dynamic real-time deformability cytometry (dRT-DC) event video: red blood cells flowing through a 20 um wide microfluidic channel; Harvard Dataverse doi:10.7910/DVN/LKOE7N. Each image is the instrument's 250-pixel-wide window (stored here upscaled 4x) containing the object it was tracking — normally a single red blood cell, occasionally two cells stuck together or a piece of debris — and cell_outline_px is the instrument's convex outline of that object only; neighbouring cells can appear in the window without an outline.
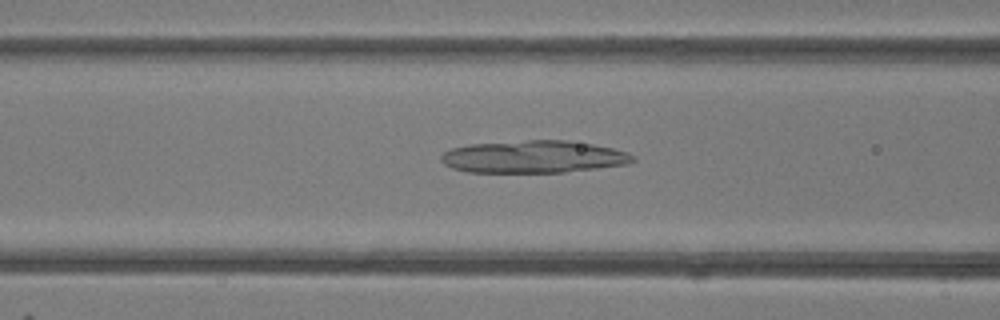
{"species": "common noctule bat (a hibernating species)", "species_latin": "Nyctalus noctula", "temperature_condition": "room temperature", "stored_images_in_passage": 42, "camera_frame_rate_fps": 3000, "um_per_image_px": 0.085, "animal": {"sex": "female"}, "frame": {"image": 1, "passage_image": 18, "time_ms": 5.667, "image_size_px": [1000, 320], "cell_outline_px": [[636, 160], [628, 164], [564, 172], [468, 172], [452, 168], [444, 164], [440, 160], [440, 156], [444, 152], [452, 148], [468, 144], [528, 140], [568, 140], [592, 144], [612, 148], [628, 152], [636, 156]], "centroid_in_image_um": [45.36, 13.32], "position_along_channel_um": 121.2, "area_um2": 36.3}}
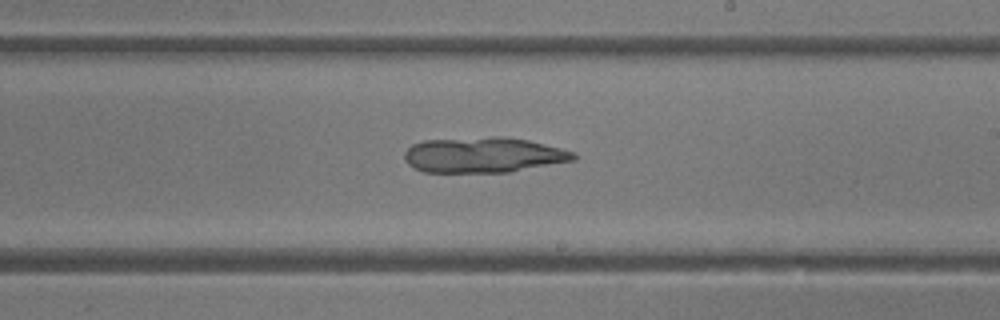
{"frame": {"image": 2, "passage_image": 27, "time_ms": 8.667, "image_size_px": [1000, 320], "cell_outline_px": [[576, 160], [508, 172], [424, 172], [408, 164], [404, 160], [404, 152], [412, 144], [424, 140], [492, 136], [504, 136], [528, 140], [576, 152]], "centroid_in_image_um": [41.09, 13.16], "position_along_channel_um": 247.9, "area_um2": 35.03}}
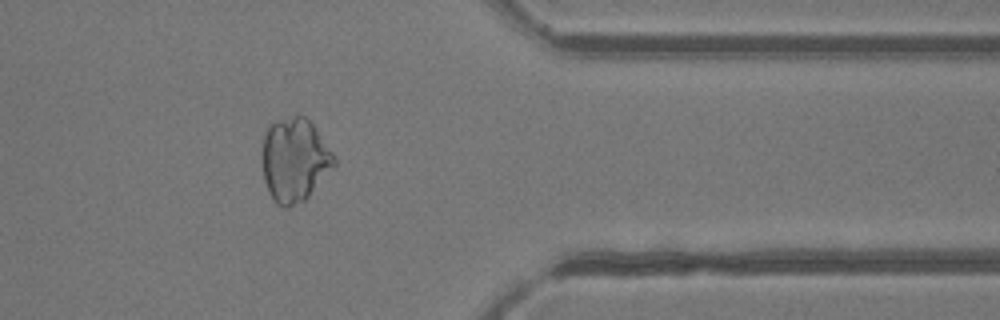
{"frame": {"image": 3, "passage_image": 38, "time_ms": 12.333, "image_size_px": [1000, 320], "cell_outline_px": [[336, 164], [308, 196], [304, 200], [288, 208], [284, 208], [276, 204], [268, 192], [264, 180], [260, 156], [260, 152], [264, 132], [268, 124], [276, 120], [292, 116], [304, 116], [312, 124], [332, 152], [336, 160]], "centroid_in_image_um": [24.97, 13.59], "position_along_channel_um": 386.4, "area_um2": 35.37}}